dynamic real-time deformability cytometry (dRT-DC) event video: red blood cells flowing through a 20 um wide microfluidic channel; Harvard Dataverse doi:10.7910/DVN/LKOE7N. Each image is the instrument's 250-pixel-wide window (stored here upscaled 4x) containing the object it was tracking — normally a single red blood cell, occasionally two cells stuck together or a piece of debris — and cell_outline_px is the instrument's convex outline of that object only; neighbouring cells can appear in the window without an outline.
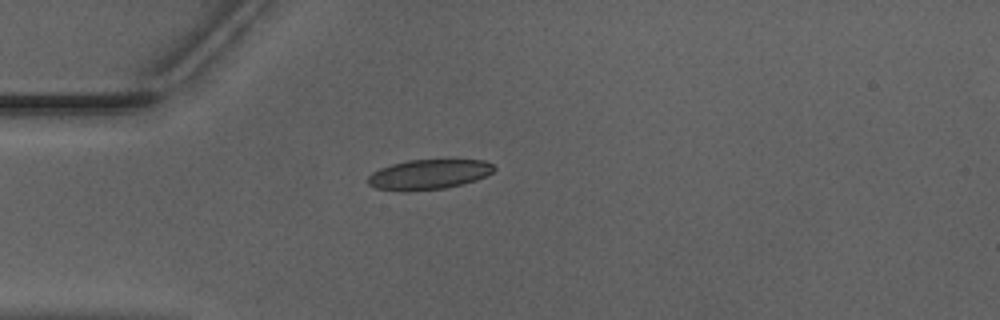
{"species": "Egyptian fruit bat (a non-hibernating species)", "species_latin": "Rousettus aegyptiacus", "temperature_condition": "warm", "stored_images_in_passage": 11, "camera_frame_rate_fps": 3000, "um_per_image_px": 0.085, "animal": {"sex": "male"}, "frame": {"image": 1, "passage_image": 1, "time_ms": 0.0, "image_size_px": [1000, 320], "cell_outline_px": [[496, 168], [492, 172], [476, 180], [464, 184], [444, 188], [408, 192], [404, 192], [376, 188], [368, 184], [368, 176], [372, 172], [380, 168], [392, 164], [408, 160], [484, 160], [492, 164]], "centroid_in_image_um": [36.42, 14.84], "position_along_channel_um": 48.6, "area_um2": 22.08}}
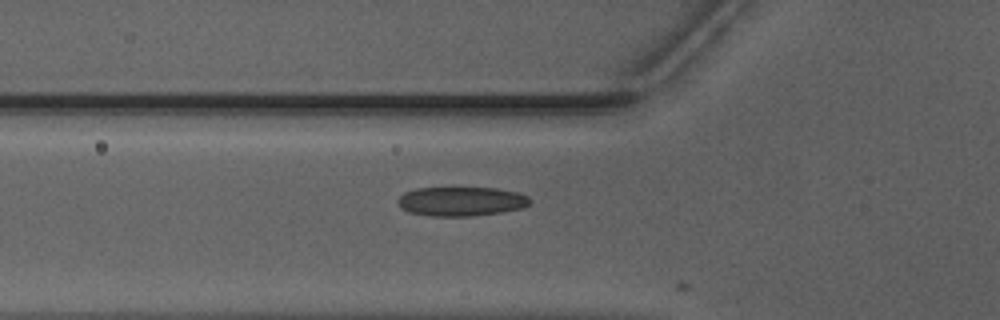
{"frame": {"image": 2, "passage_image": 5, "time_ms": 1.333, "image_size_px": [1000, 320], "cell_outline_px": [[532, 200], [524, 208], [504, 212], [472, 216], [432, 216], [408, 212], [400, 208], [396, 200], [404, 192], [416, 188], [496, 188], [516, 192], [528, 196]], "centroid_in_image_um": [39.2, 17.12], "position_along_channel_um": 86.6, "area_um2": 22.72}}
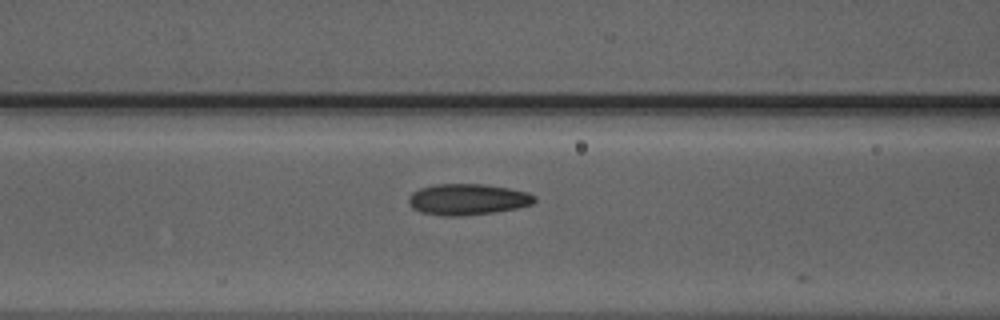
{"frame": {"image": 3, "passage_image": 8, "time_ms": 2.333, "image_size_px": [1000, 320], "cell_outline_px": [[536, 200], [532, 204], [516, 208], [496, 212], [460, 216], [444, 216], [420, 212], [412, 208], [408, 200], [408, 196], [412, 192], [420, 188], [436, 184], [484, 184], [508, 188], [528, 192], [536, 196]], "centroid_in_image_um": [39.74, 16.95], "position_along_channel_um": 126.9, "area_um2": 22.95}}